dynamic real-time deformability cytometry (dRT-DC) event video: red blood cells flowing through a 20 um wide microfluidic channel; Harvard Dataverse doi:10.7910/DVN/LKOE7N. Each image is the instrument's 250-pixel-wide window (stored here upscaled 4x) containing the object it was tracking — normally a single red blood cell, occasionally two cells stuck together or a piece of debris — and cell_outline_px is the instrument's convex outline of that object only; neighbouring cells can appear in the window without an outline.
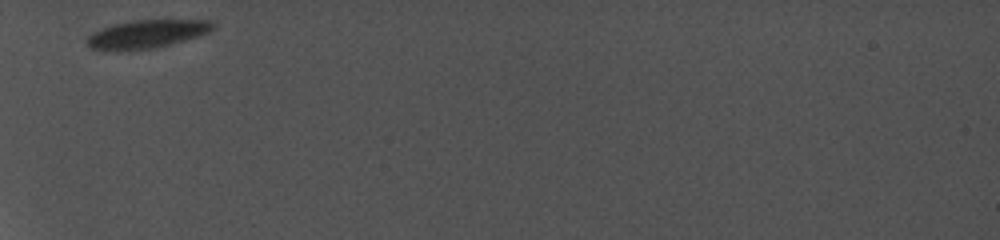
{"species": "common noctule bat (a hibernating species)", "species_latin": "Nyctalus noctula", "temperature_condition": "cold", "stored_images_in_passage": 5, "camera_frame_rate_fps": 5000, "um_per_image_px": 0.085, "animal": {"sex": "female", "body_mass_g": 19.0, "forearm_length_mm": 56.7}, "frame": {"image": 1, "passage_image": 1, "time_ms": 0.0, "image_size_px": [1000, 240], "cell_outline_px": [[216, 28], [200, 36], [152, 48], [88, 48], [88, 36], [92, 32], [100, 28], [112, 24], [128, 20], [212, 20], [216, 24]], "centroid_in_image_um": [12.56, 2.83], "position_along_channel_um": 72.4, "area_um2": 20.17}}
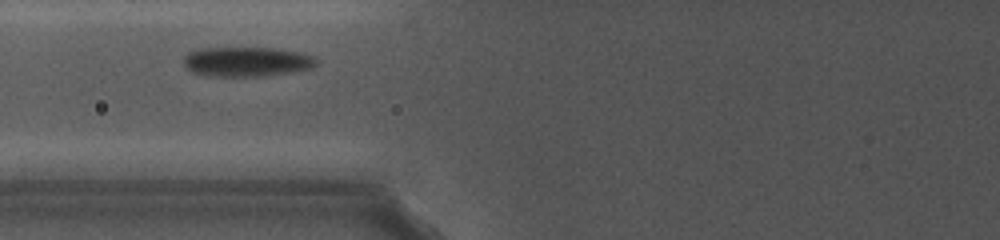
{"frame": {"image": 2, "passage_image": 2, "time_ms": 1.2, "image_size_px": [1000, 240], "cell_outline_px": [[316, 64], [308, 68], [288, 72], [260, 76], [220, 76], [192, 72], [184, 68], [184, 56], [188, 52], [200, 48], [272, 48], [300, 52], [316, 56]], "centroid_in_image_um": [20.93, 5.23], "position_along_channel_um": 104.9, "area_um2": 22.66}}